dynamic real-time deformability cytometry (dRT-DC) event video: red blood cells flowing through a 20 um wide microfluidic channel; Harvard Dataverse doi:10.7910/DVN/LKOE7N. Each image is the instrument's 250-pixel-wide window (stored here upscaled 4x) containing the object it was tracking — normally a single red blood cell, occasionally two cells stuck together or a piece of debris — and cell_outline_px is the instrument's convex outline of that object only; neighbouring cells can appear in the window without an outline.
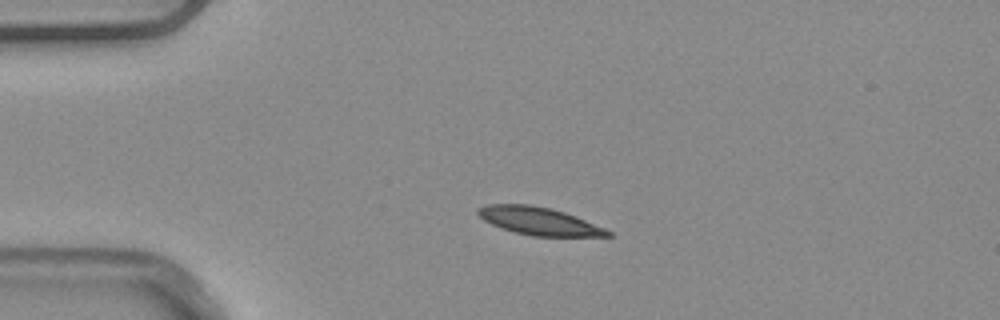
{"species": "common noctule bat (a hibernating species)", "species_latin": "Nyctalus noctula", "temperature_condition": "warm", "stored_images_in_passage": 4, "camera_frame_rate_fps": 3000, "um_per_image_px": 0.085, "animal": {"sex": "male", "body_mass_g": 20.4}, "frame": {"image": 1, "passage_image": 3, "time_ms": 0.667, "image_size_px": [1000, 320], "cell_outline_px": [[612, 236], [532, 236], [500, 228], [484, 220], [476, 212], [476, 208], [488, 204], [532, 204], [552, 208], [576, 216], [604, 228], [612, 232]], "centroid_in_image_um": [45.79, 18.78], "position_along_channel_um": 39.2, "area_um2": 20.98}}